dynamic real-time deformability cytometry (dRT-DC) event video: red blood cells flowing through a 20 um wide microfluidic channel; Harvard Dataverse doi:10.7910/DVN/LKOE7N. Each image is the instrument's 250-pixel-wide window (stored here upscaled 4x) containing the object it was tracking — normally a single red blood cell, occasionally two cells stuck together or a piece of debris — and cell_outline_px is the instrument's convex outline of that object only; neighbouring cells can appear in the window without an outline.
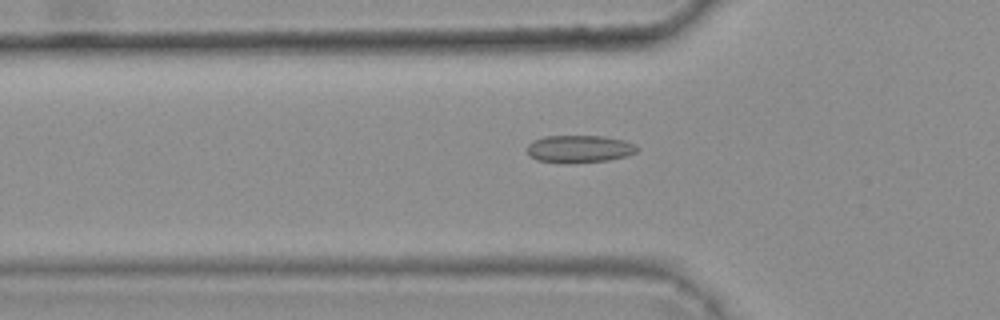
{"species": "common noctule bat (a hibernating species)", "species_latin": "Nyctalus noctula", "temperature_condition": "warm", "stored_images_in_passage": 45, "camera_frame_rate_fps": 3000, "um_per_image_px": 0.085, "animal": {"sex": "female", "body_mass_g": 25.1}, "frame": {"image": 1, "passage_image": 15, "time_ms": 4.667, "image_size_px": [1000, 320], "cell_outline_px": [[640, 148], [636, 152], [624, 156], [608, 160], [572, 164], [560, 164], [536, 160], [528, 156], [528, 144], [532, 140], [544, 136], [604, 136], [624, 140], [636, 144]], "centroid_in_image_um": [49.21, 12.67], "position_along_channel_um": 76.6, "area_um2": 18.03}}
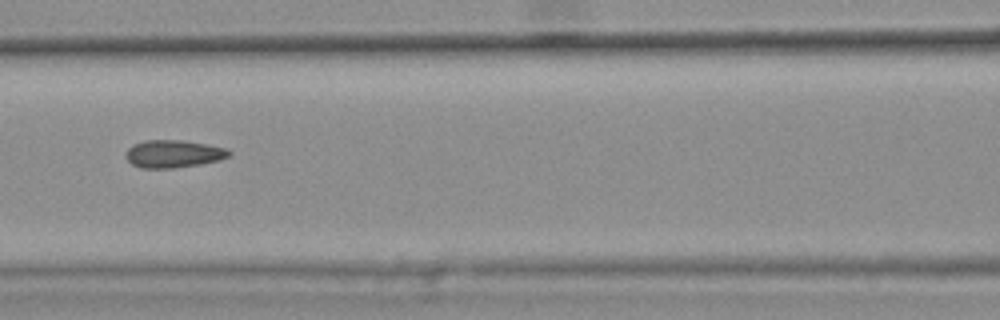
{"frame": {"image": 2, "passage_image": 21, "time_ms": 6.667, "image_size_px": [1000, 320], "cell_outline_px": [[232, 152], [228, 156], [220, 160], [200, 164], [176, 168], [140, 168], [132, 164], [124, 156], [128, 148], [132, 144], [144, 140], [184, 140], [208, 144], [228, 148]], "centroid_in_image_um": [14.74, 13.07], "position_along_channel_um": 151.9, "area_um2": 16.88}}
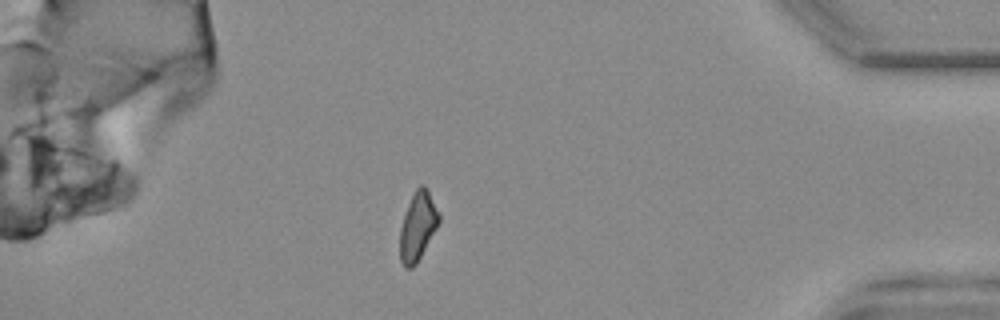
{"frame": {"image": 3, "passage_image": 44, "time_ms": 14.333, "image_size_px": [1000, 320], "cell_outline_px": [[440, 220], [436, 228], [416, 264], [412, 268], [404, 268], [400, 260], [400, 228], [408, 204], [416, 188], [420, 184], [424, 184], [428, 188], [440, 212]], "centroid_in_image_um": [35.52, 19.2], "position_along_channel_um": 399.7, "area_um2": 15.61}, "authors_computed_cell_mechanics": {"area_um2": 16.3574, "velocity_mm_per_s": 3.7342, "shape_relaxation_time_tau1_ms": null, "shape_relaxation_time_tau2_ms": 1.6825, "deformation_change_tau1": null, "deformation_change_tau2": 0.0602}}